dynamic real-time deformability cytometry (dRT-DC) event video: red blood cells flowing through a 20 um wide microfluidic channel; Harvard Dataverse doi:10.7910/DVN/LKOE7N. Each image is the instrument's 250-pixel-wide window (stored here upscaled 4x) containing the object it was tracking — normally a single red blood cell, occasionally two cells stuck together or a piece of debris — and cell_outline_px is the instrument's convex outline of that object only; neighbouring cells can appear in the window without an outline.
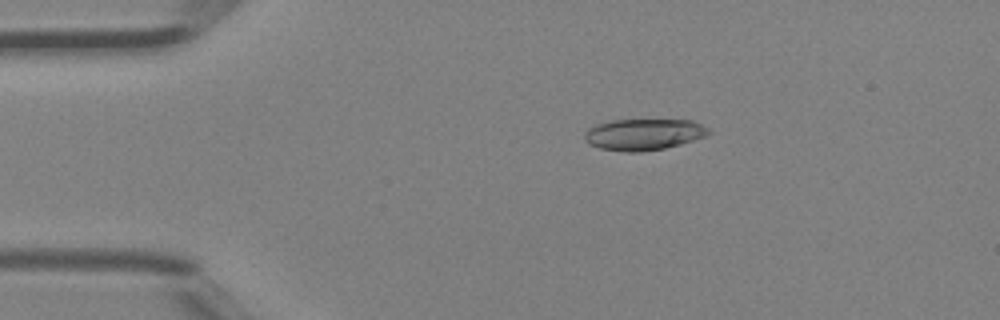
{"species": "Egyptian fruit bat (a non-hibernating species)", "species_latin": "Rousettus aegyptiacus", "temperature_condition": "room temperature", "stored_images_in_passage": 3, "camera_frame_rate_fps": 3000, "um_per_image_px": 0.085, "animal": {"sex": "female"}, "frame": {"image": 1, "passage_image": 2, "time_ms": 0.333, "image_size_px": [1000, 320], "cell_outline_px": [[712, 132], [704, 136], [680, 144], [664, 148], [640, 152], [624, 152], [600, 148], [588, 144], [584, 140], [584, 132], [588, 128], [596, 124], [612, 120], [692, 120], [708, 128]], "centroid_in_image_um": [54.66, 11.42], "position_along_channel_um": 30.3, "area_um2": 22.66}}